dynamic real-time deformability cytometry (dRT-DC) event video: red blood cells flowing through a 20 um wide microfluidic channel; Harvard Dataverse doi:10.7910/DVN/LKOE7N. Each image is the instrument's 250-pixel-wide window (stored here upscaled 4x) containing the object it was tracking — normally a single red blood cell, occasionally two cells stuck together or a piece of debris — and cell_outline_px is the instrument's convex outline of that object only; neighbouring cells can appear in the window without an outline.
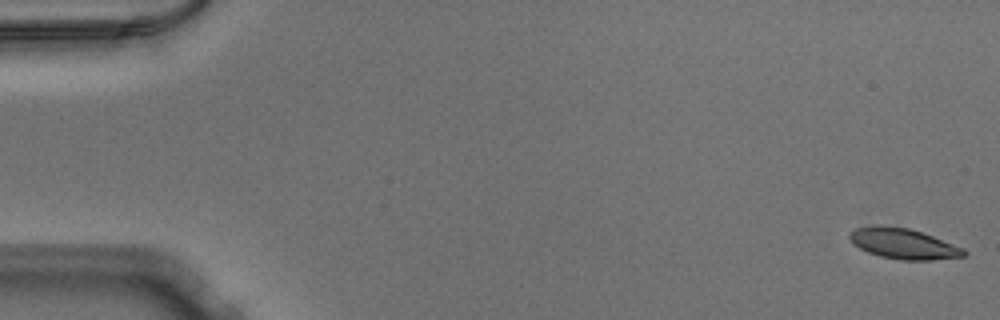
{"species": "Egyptian fruit bat (a non-hibernating species)", "species_latin": "Rousettus aegyptiacus", "temperature_condition": "warm", "stored_images_in_passage": 52, "camera_frame_rate_fps": 3000, "um_per_image_px": 0.085, "animal": {"sex": "male"}, "frame": {"image": 1, "passage_image": 1, "time_ms": 0.0, "image_size_px": [1000, 320], "cell_outline_px": [[968, 252], [964, 256], [932, 260], [900, 260], [880, 256], [868, 252], [852, 244], [848, 236], [848, 232], [856, 228], [872, 224], [884, 224], [908, 228], [932, 236], [964, 248]], "centroid_in_image_um": [76.73, 20.69], "position_along_channel_um": 8.3, "area_um2": 20.58}}
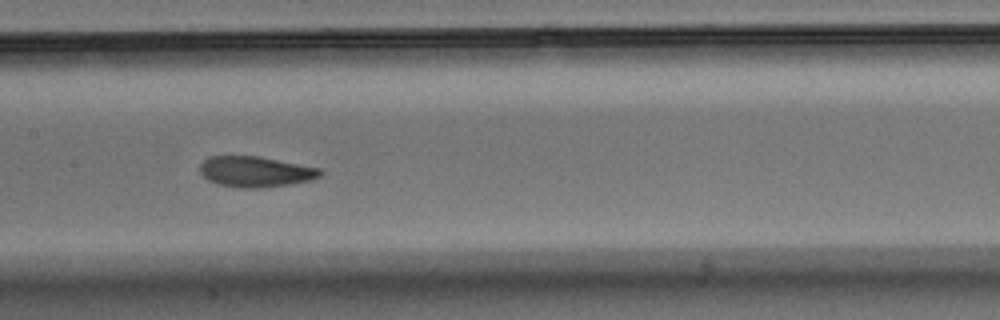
{"frame": {"image": 2, "passage_image": 26, "time_ms": 8.333, "image_size_px": [1000, 320], "cell_outline_px": [[324, 172], [320, 176], [312, 180], [288, 184], [260, 188], [236, 188], [216, 184], [208, 180], [200, 172], [200, 164], [208, 156], [260, 156], [320, 168]], "centroid_in_image_um": [21.71, 14.59], "position_along_channel_um": 185.7, "area_um2": 21.68}}
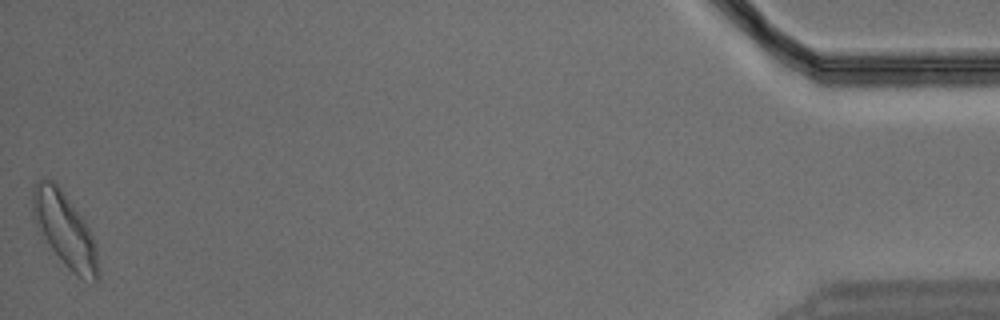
{"frame": {"image": 3, "passage_image": 52, "time_ms": 17.0, "image_size_px": [1000, 320], "cell_outline_px": [[100, 276], [92, 284], [76, 276], [68, 268], [52, 248], [32, 220], [32, 184], [36, 180], [44, 176], [52, 180], [64, 192], [84, 216], [96, 244]], "centroid_in_image_um": [5.52, 19.49], "position_along_channel_um": 429.7, "area_um2": 29.02}}